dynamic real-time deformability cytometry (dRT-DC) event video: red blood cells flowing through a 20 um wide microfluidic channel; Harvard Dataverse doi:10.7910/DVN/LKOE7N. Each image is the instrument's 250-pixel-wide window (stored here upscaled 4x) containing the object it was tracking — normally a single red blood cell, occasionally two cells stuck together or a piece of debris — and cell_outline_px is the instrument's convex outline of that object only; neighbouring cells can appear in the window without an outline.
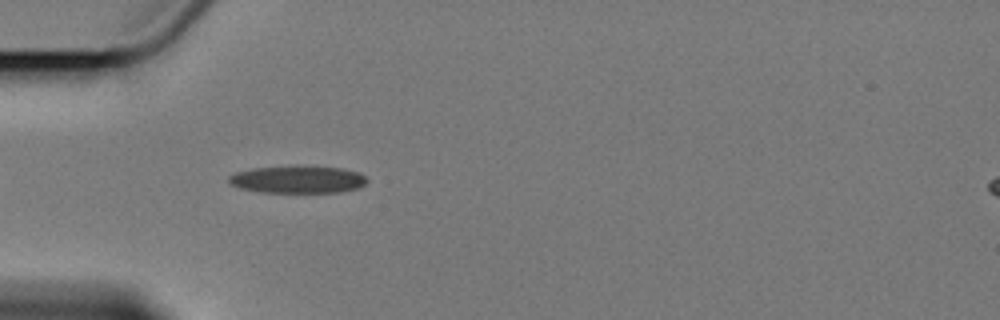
{"species": "Egyptian fruit bat (a non-hibernating species)", "species_latin": "Rousettus aegyptiacus", "temperature_condition": "cold", "stored_images_in_passage": 2, "camera_frame_rate_fps": 3000, "um_per_image_px": 0.085, "animal": {"sex": "female"}, "frame": {"image": 1, "passage_image": 1, "time_ms": 0.0, "image_size_px": [1000, 320], "cell_outline_px": [[368, 180], [360, 188], [340, 192], [256, 192], [240, 188], [228, 184], [228, 176], [236, 172], [252, 168], [296, 164], [344, 168], [360, 172]], "centroid_in_image_um": [25.29, 15.23], "position_along_channel_um": 59.7, "area_um2": 22.83}}